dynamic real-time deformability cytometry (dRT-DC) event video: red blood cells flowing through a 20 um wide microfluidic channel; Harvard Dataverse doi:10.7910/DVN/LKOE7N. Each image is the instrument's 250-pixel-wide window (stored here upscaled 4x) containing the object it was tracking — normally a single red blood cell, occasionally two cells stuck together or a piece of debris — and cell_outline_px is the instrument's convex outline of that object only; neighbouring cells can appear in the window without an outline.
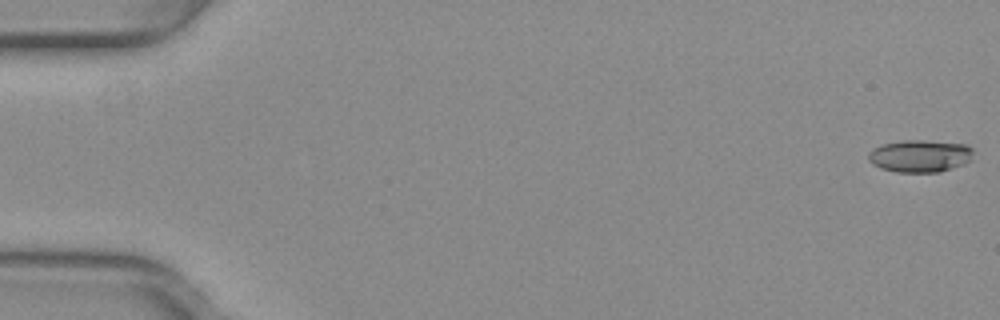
{"species": "common noctule bat (a hibernating species)", "species_latin": "Nyctalus noctula", "temperature_condition": "warm", "stored_images_in_passage": 53, "camera_frame_rate_fps": 3000, "um_per_image_px": 0.085, "animal": {"sex": "female", "body_mass_g": 29.2, "forearm_length_mm": 56.3}, "frame": {"image": 1, "passage_image": 1, "time_ms": 0.0, "image_size_px": [1000, 320], "cell_outline_px": [[972, 152], [968, 160], [964, 164], [940, 172], [896, 172], [880, 168], [872, 164], [868, 160], [868, 152], [872, 148], [884, 144], [904, 140], [924, 140], [964, 144], [972, 148]], "centroid_in_image_um": [78.14, 13.26], "position_along_channel_um": 6.9, "area_um2": 19.71}}
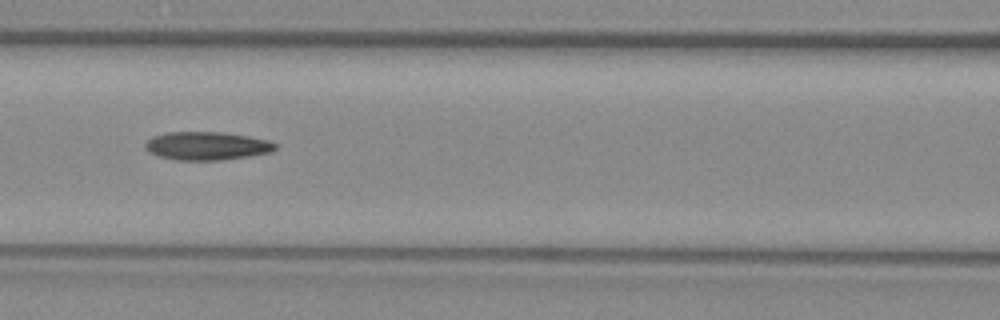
{"frame": {"image": 2, "passage_image": 24, "time_ms": 7.667, "image_size_px": [1000, 320], "cell_outline_px": [[276, 148], [272, 152], [248, 156], [220, 160], [176, 160], [156, 156], [148, 152], [144, 148], [144, 144], [152, 136], [168, 132], [220, 132], [248, 136], [268, 140], [276, 144]], "centroid_in_image_um": [17.53, 12.4], "position_along_channel_um": 149.1, "area_um2": 21.5}}
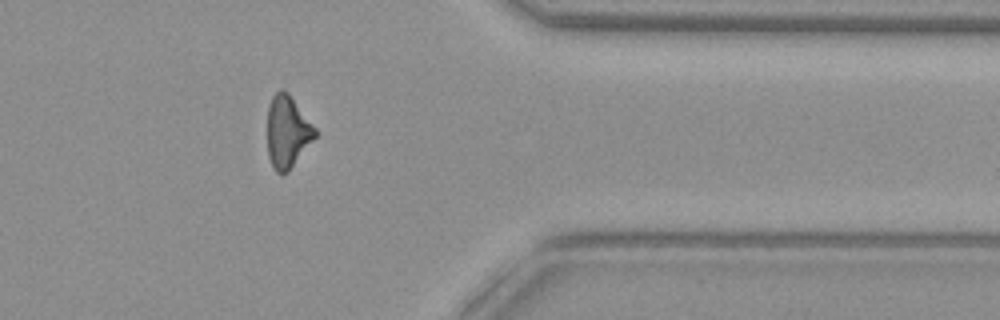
{"frame": {"image": 3, "passage_image": 43, "time_ms": 14.0, "image_size_px": [1000, 320], "cell_outline_px": [[316, 136], [288, 172], [276, 172], [272, 168], [268, 156], [268, 104], [272, 96], [280, 88], [288, 92], [316, 128]], "centroid_in_image_um": [24.42, 11.18], "position_along_channel_um": 387.0, "area_um2": 20.0}, "authors_computed_cell_mechanics": {"area_um2": 20.519, "velocity_mm_per_s": 4.0087, "shape_relaxation_time_tau1_ms": null, "shape_relaxation_time_tau2_ms": 3.3173, "deformation_change_tau1": null, "deformation_change_tau2": 0.138}}